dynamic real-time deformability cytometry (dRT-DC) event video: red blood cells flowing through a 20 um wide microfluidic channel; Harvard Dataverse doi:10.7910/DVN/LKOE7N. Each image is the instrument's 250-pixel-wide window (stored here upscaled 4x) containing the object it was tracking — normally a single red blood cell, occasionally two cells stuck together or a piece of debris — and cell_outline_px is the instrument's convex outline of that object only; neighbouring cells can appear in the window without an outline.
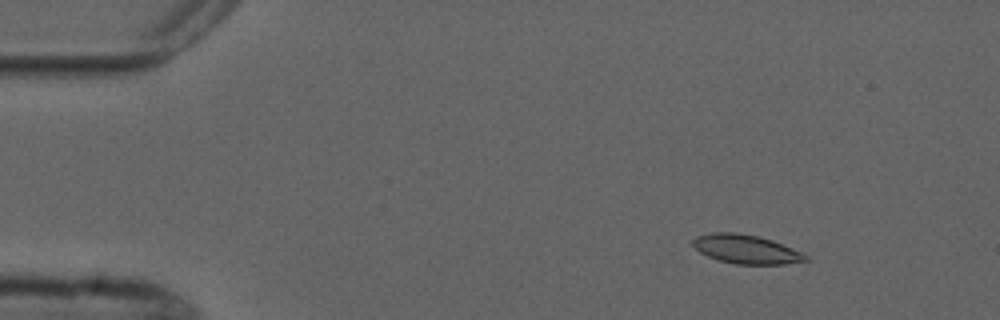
{"species": "common noctule bat (a hibernating species)", "species_latin": "Nyctalus noctula", "temperature_condition": "cold", "stored_images_in_passage": 7, "camera_frame_rate_fps": 3000, "um_per_image_px": 0.085, "animal": {"sex": "male", "forearm_length_mm": 52.5}, "frame": {"image": 1, "passage_image": 2, "time_ms": 1.333, "image_size_px": [1000, 320], "cell_outline_px": [[808, 260], [784, 264], [736, 264], [716, 260], [700, 252], [688, 240], [696, 236], [712, 232], [736, 232], [760, 236], [772, 240], [792, 248], [808, 256]], "centroid_in_image_um": [63.36, 21.17], "position_along_channel_um": 21.6, "area_um2": 19.13}}
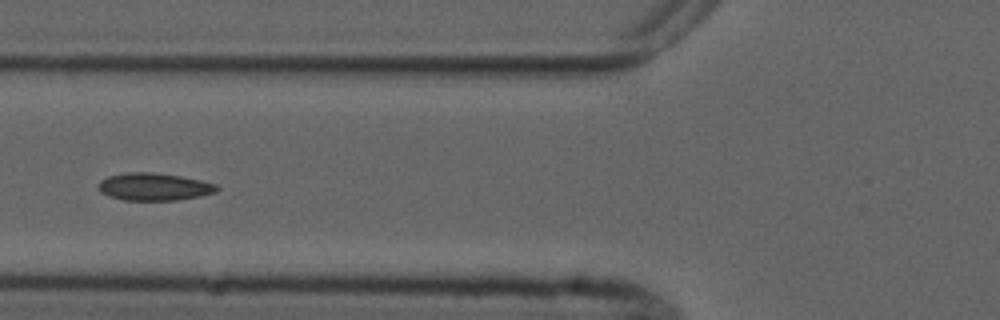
{"frame": {"image": 2, "passage_image": 6, "time_ms": 6.0, "image_size_px": [1000, 320], "cell_outline_px": [[220, 188], [216, 192], [200, 196], [176, 200], [124, 200], [108, 196], [100, 192], [100, 180], [108, 176], [128, 172], [152, 172], [180, 176], [200, 180], [216, 184]], "centroid_in_image_um": [13.11, 15.87], "position_along_channel_um": 112.7, "area_um2": 18.9}}
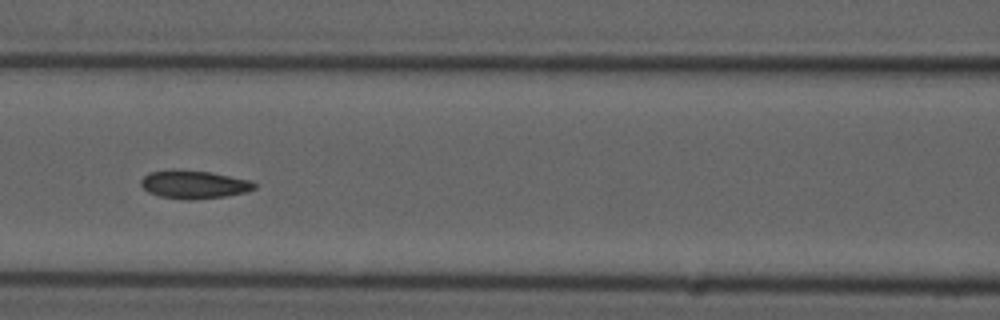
{"frame": {"image": 3, "passage_image": 7, "time_ms": 7.0, "image_size_px": [1000, 320], "cell_outline_px": [[256, 188], [248, 192], [224, 196], [160, 196], [148, 192], [140, 184], [140, 180], [148, 172], [172, 168], [212, 172], [248, 180], [256, 184]], "centroid_in_image_um": [16.46, 15.6], "position_along_channel_um": 150.1, "area_um2": 17.86}}